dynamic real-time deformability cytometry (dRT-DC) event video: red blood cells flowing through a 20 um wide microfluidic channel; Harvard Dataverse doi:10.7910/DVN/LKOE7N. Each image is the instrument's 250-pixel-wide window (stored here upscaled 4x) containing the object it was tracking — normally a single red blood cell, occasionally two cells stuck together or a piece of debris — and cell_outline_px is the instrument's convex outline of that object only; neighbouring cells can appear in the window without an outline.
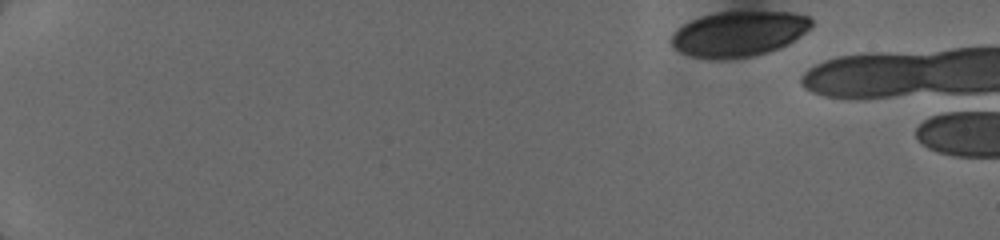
{"species": "human", "species_latin": "Homo sapiens", "temperature_condition": "cold", "stored_images_in_passage": 7, "camera_frame_rate_fps": 3000, "um_per_image_px": 0.085, "donor": {"sex": "female"}, "frame": {"image": 1, "passage_image": 1, "time_ms": 0.0, "image_size_px": [1000, 240], "cell_outline_px": [[812, 28], [788, 44], [780, 48], [756, 56], [692, 56], [680, 52], [672, 44], [672, 32], [684, 24], [700, 16], [716, 12], [788, 12], [808, 16], [812, 20]], "centroid_in_image_um": [62.85, 2.83], "position_along_channel_um": 22.2, "area_um2": 36.13}}